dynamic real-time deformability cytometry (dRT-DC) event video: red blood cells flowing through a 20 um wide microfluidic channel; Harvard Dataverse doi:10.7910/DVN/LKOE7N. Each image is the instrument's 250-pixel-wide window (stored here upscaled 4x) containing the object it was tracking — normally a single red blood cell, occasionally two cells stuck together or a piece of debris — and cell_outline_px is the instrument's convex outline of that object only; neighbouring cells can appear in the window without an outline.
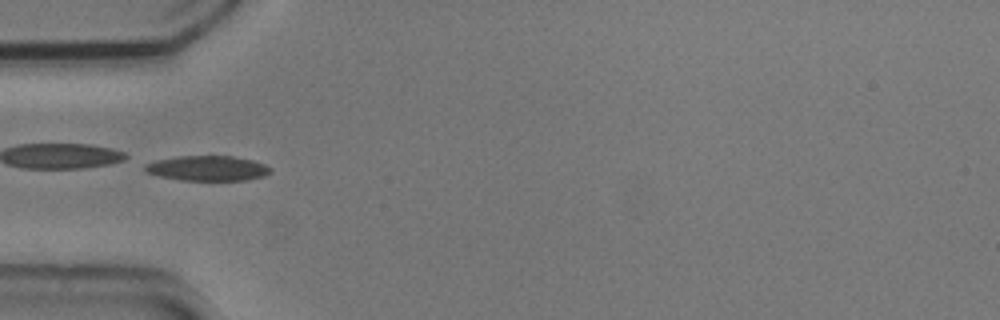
{"species": "common noctule bat (a hibernating species)", "species_latin": "Nyctalus noctula", "temperature_condition": "cold", "stored_images_in_passage": 9, "camera_frame_rate_fps": 3000, "um_per_image_px": 0.085, "animal": {"sex": "male", "body_mass_g": 20.5, "forearm_length_mm": 52.5}, "frame": {"image": 1, "passage_image": 6, "time_ms": 1.667, "image_size_px": [1000, 320], "cell_outline_px": [[272, 172], [264, 176], [244, 180], [180, 180], [160, 176], [148, 172], [144, 168], [144, 164], [156, 160], [180, 156], [232, 156], [252, 160], [264, 164], [272, 168]], "centroid_in_image_um": [17.67, 14.3], "position_along_channel_um": 67.3, "area_um2": 18.21}}
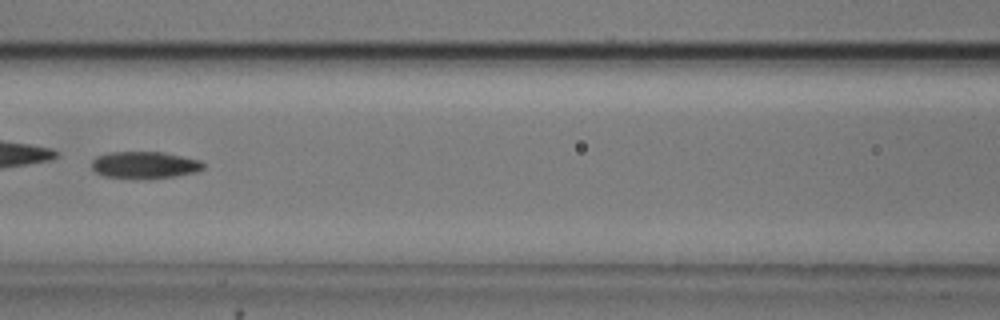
{"frame": {"image": 2, "passage_image": 8, "time_ms": 2.333, "image_size_px": [1000, 320], "cell_outline_px": [[204, 168], [196, 172], [176, 176], [104, 176], [96, 172], [92, 168], [92, 160], [96, 156], [108, 152], [164, 152], [200, 160], [204, 164]], "centroid_in_image_um": [12.3, 13.97], "position_along_channel_um": 154.3, "area_um2": 16.82}}